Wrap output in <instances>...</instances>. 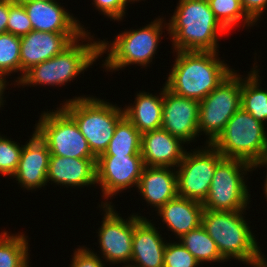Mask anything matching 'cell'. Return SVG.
I'll use <instances>...</instances> for the list:
<instances>
[{"mask_svg":"<svg viewBox=\"0 0 267 267\" xmlns=\"http://www.w3.org/2000/svg\"><path fill=\"white\" fill-rule=\"evenodd\" d=\"M50 151L45 142L33 131L29 141L23 145L21 158L11 179L21 188L35 190L47 185Z\"/></svg>","mask_w":267,"mask_h":267,"instance_id":"obj_17","label":"cell"},{"mask_svg":"<svg viewBox=\"0 0 267 267\" xmlns=\"http://www.w3.org/2000/svg\"><path fill=\"white\" fill-rule=\"evenodd\" d=\"M149 220L144 217L134 226L130 267L164 266V251L168 240L157 230L159 226L157 228Z\"/></svg>","mask_w":267,"mask_h":267,"instance_id":"obj_20","label":"cell"},{"mask_svg":"<svg viewBox=\"0 0 267 267\" xmlns=\"http://www.w3.org/2000/svg\"><path fill=\"white\" fill-rule=\"evenodd\" d=\"M241 107V75L234 70L199 102V135L207 136L204 144H212L229 119Z\"/></svg>","mask_w":267,"mask_h":267,"instance_id":"obj_10","label":"cell"},{"mask_svg":"<svg viewBox=\"0 0 267 267\" xmlns=\"http://www.w3.org/2000/svg\"><path fill=\"white\" fill-rule=\"evenodd\" d=\"M215 18L228 31L242 24L243 27H253L256 24L246 15L241 0H207ZM243 18V19H242Z\"/></svg>","mask_w":267,"mask_h":267,"instance_id":"obj_28","label":"cell"},{"mask_svg":"<svg viewBox=\"0 0 267 267\" xmlns=\"http://www.w3.org/2000/svg\"><path fill=\"white\" fill-rule=\"evenodd\" d=\"M104 262L97 252L85 246H79L74 250L69 267H105Z\"/></svg>","mask_w":267,"mask_h":267,"instance_id":"obj_34","label":"cell"},{"mask_svg":"<svg viewBox=\"0 0 267 267\" xmlns=\"http://www.w3.org/2000/svg\"><path fill=\"white\" fill-rule=\"evenodd\" d=\"M244 214L246 210H203L201 225L226 262L232 258L247 265L264 255Z\"/></svg>","mask_w":267,"mask_h":267,"instance_id":"obj_4","label":"cell"},{"mask_svg":"<svg viewBox=\"0 0 267 267\" xmlns=\"http://www.w3.org/2000/svg\"><path fill=\"white\" fill-rule=\"evenodd\" d=\"M28 236L24 233H0V267H31ZM29 259V260H28Z\"/></svg>","mask_w":267,"mask_h":267,"instance_id":"obj_26","label":"cell"},{"mask_svg":"<svg viewBox=\"0 0 267 267\" xmlns=\"http://www.w3.org/2000/svg\"><path fill=\"white\" fill-rule=\"evenodd\" d=\"M141 155H100L97 158V186L99 185L104 202L101 205H112L114 195L130 188H137L143 168Z\"/></svg>","mask_w":267,"mask_h":267,"instance_id":"obj_13","label":"cell"},{"mask_svg":"<svg viewBox=\"0 0 267 267\" xmlns=\"http://www.w3.org/2000/svg\"><path fill=\"white\" fill-rule=\"evenodd\" d=\"M260 69L254 62L251 71L243 78L241 75V107L256 120L267 123V89L260 85ZM243 78V79H242Z\"/></svg>","mask_w":267,"mask_h":267,"instance_id":"obj_24","label":"cell"},{"mask_svg":"<svg viewBox=\"0 0 267 267\" xmlns=\"http://www.w3.org/2000/svg\"><path fill=\"white\" fill-rule=\"evenodd\" d=\"M56 109L43 111L34 127L50 154L70 158H97L74 119L61 106Z\"/></svg>","mask_w":267,"mask_h":267,"instance_id":"obj_9","label":"cell"},{"mask_svg":"<svg viewBox=\"0 0 267 267\" xmlns=\"http://www.w3.org/2000/svg\"><path fill=\"white\" fill-rule=\"evenodd\" d=\"M103 209L104 217L98 228V242L100 246L101 257L105 263L121 264L130 266L133 247L134 226L144 216L132 213L125 220L114 210L113 205H99Z\"/></svg>","mask_w":267,"mask_h":267,"instance_id":"obj_12","label":"cell"},{"mask_svg":"<svg viewBox=\"0 0 267 267\" xmlns=\"http://www.w3.org/2000/svg\"><path fill=\"white\" fill-rule=\"evenodd\" d=\"M170 18L167 33L173 51L219 52V37L228 33L207 0H179Z\"/></svg>","mask_w":267,"mask_h":267,"instance_id":"obj_2","label":"cell"},{"mask_svg":"<svg viewBox=\"0 0 267 267\" xmlns=\"http://www.w3.org/2000/svg\"><path fill=\"white\" fill-rule=\"evenodd\" d=\"M8 80H6V76H4V75H1L0 74V108L1 107H3V103H4V99H6V98H4V93H5V90H6V88H7V85H9L8 83L9 82H7Z\"/></svg>","mask_w":267,"mask_h":267,"instance_id":"obj_38","label":"cell"},{"mask_svg":"<svg viewBox=\"0 0 267 267\" xmlns=\"http://www.w3.org/2000/svg\"><path fill=\"white\" fill-rule=\"evenodd\" d=\"M92 37L94 38L91 32L86 31L58 55L27 70L15 86L56 85L55 87H61L68 82H73L100 57L99 40Z\"/></svg>","mask_w":267,"mask_h":267,"instance_id":"obj_3","label":"cell"},{"mask_svg":"<svg viewBox=\"0 0 267 267\" xmlns=\"http://www.w3.org/2000/svg\"><path fill=\"white\" fill-rule=\"evenodd\" d=\"M131 0H93L92 4L104 17L110 18L111 21H121L126 15L128 3ZM124 16V17H123Z\"/></svg>","mask_w":267,"mask_h":267,"instance_id":"obj_33","label":"cell"},{"mask_svg":"<svg viewBox=\"0 0 267 267\" xmlns=\"http://www.w3.org/2000/svg\"><path fill=\"white\" fill-rule=\"evenodd\" d=\"M204 145L186 150L176 168L178 196L201 203L209 193L217 164L224 158L212 144Z\"/></svg>","mask_w":267,"mask_h":267,"instance_id":"obj_11","label":"cell"},{"mask_svg":"<svg viewBox=\"0 0 267 267\" xmlns=\"http://www.w3.org/2000/svg\"><path fill=\"white\" fill-rule=\"evenodd\" d=\"M252 165L240 159L223 158L216 166L209 193L202 203L204 210L238 211L249 209L251 202L244 176ZM244 175V176H243ZM247 184V185H246Z\"/></svg>","mask_w":267,"mask_h":267,"instance_id":"obj_8","label":"cell"},{"mask_svg":"<svg viewBox=\"0 0 267 267\" xmlns=\"http://www.w3.org/2000/svg\"><path fill=\"white\" fill-rule=\"evenodd\" d=\"M137 189L150 208L158 211L178 196L176 168L145 166Z\"/></svg>","mask_w":267,"mask_h":267,"instance_id":"obj_21","label":"cell"},{"mask_svg":"<svg viewBox=\"0 0 267 267\" xmlns=\"http://www.w3.org/2000/svg\"><path fill=\"white\" fill-rule=\"evenodd\" d=\"M158 94L137 92L134 103L126 106L124 115L143 134L161 128L163 109V86Z\"/></svg>","mask_w":267,"mask_h":267,"instance_id":"obj_23","label":"cell"},{"mask_svg":"<svg viewBox=\"0 0 267 267\" xmlns=\"http://www.w3.org/2000/svg\"><path fill=\"white\" fill-rule=\"evenodd\" d=\"M9 18V0H0V34L7 32Z\"/></svg>","mask_w":267,"mask_h":267,"instance_id":"obj_36","label":"cell"},{"mask_svg":"<svg viewBox=\"0 0 267 267\" xmlns=\"http://www.w3.org/2000/svg\"><path fill=\"white\" fill-rule=\"evenodd\" d=\"M200 267L195 257L179 242L173 240L165 246L163 267Z\"/></svg>","mask_w":267,"mask_h":267,"instance_id":"obj_32","label":"cell"},{"mask_svg":"<svg viewBox=\"0 0 267 267\" xmlns=\"http://www.w3.org/2000/svg\"><path fill=\"white\" fill-rule=\"evenodd\" d=\"M84 33H53L32 30L20 37L21 79L31 67L61 53Z\"/></svg>","mask_w":267,"mask_h":267,"instance_id":"obj_15","label":"cell"},{"mask_svg":"<svg viewBox=\"0 0 267 267\" xmlns=\"http://www.w3.org/2000/svg\"><path fill=\"white\" fill-rule=\"evenodd\" d=\"M40 1H43V2H51V1H56V0H40Z\"/></svg>","mask_w":267,"mask_h":267,"instance_id":"obj_40","label":"cell"},{"mask_svg":"<svg viewBox=\"0 0 267 267\" xmlns=\"http://www.w3.org/2000/svg\"><path fill=\"white\" fill-rule=\"evenodd\" d=\"M20 43V36L8 32L0 34V74L8 77L20 72L14 79V87L21 80Z\"/></svg>","mask_w":267,"mask_h":267,"instance_id":"obj_29","label":"cell"},{"mask_svg":"<svg viewBox=\"0 0 267 267\" xmlns=\"http://www.w3.org/2000/svg\"><path fill=\"white\" fill-rule=\"evenodd\" d=\"M247 265H250L251 267H267V258L265 255H263L260 259L253 261Z\"/></svg>","mask_w":267,"mask_h":267,"instance_id":"obj_39","label":"cell"},{"mask_svg":"<svg viewBox=\"0 0 267 267\" xmlns=\"http://www.w3.org/2000/svg\"><path fill=\"white\" fill-rule=\"evenodd\" d=\"M203 210L201 202L177 196L164 204L156 213L162 219V223L166 224L168 231L174 233L175 239H180L202 224Z\"/></svg>","mask_w":267,"mask_h":267,"instance_id":"obj_22","label":"cell"},{"mask_svg":"<svg viewBox=\"0 0 267 267\" xmlns=\"http://www.w3.org/2000/svg\"><path fill=\"white\" fill-rule=\"evenodd\" d=\"M265 126L240 107L212 145L224 158L240 159L253 165L267 150Z\"/></svg>","mask_w":267,"mask_h":267,"instance_id":"obj_7","label":"cell"},{"mask_svg":"<svg viewBox=\"0 0 267 267\" xmlns=\"http://www.w3.org/2000/svg\"><path fill=\"white\" fill-rule=\"evenodd\" d=\"M132 1V4L135 3V2H139L141 0H131Z\"/></svg>","mask_w":267,"mask_h":267,"instance_id":"obj_41","label":"cell"},{"mask_svg":"<svg viewBox=\"0 0 267 267\" xmlns=\"http://www.w3.org/2000/svg\"><path fill=\"white\" fill-rule=\"evenodd\" d=\"M101 155H141V133L126 116L117 123L108 148Z\"/></svg>","mask_w":267,"mask_h":267,"instance_id":"obj_27","label":"cell"},{"mask_svg":"<svg viewBox=\"0 0 267 267\" xmlns=\"http://www.w3.org/2000/svg\"><path fill=\"white\" fill-rule=\"evenodd\" d=\"M177 241L182 244L201 265L203 263H224L226 260L221 256L216 243L208 235L205 228L200 225L190 230ZM203 262V263H202Z\"/></svg>","mask_w":267,"mask_h":267,"instance_id":"obj_25","label":"cell"},{"mask_svg":"<svg viewBox=\"0 0 267 267\" xmlns=\"http://www.w3.org/2000/svg\"><path fill=\"white\" fill-rule=\"evenodd\" d=\"M174 52L176 59L164 85L182 97L200 102L234 71L220 60L218 52Z\"/></svg>","mask_w":267,"mask_h":267,"instance_id":"obj_1","label":"cell"},{"mask_svg":"<svg viewBox=\"0 0 267 267\" xmlns=\"http://www.w3.org/2000/svg\"><path fill=\"white\" fill-rule=\"evenodd\" d=\"M241 5L246 15L257 25L267 8V0H241Z\"/></svg>","mask_w":267,"mask_h":267,"instance_id":"obj_35","label":"cell"},{"mask_svg":"<svg viewBox=\"0 0 267 267\" xmlns=\"http://www.w3.org/2000/svg\"><path fill=\"white\" fill-rule=\"evenodd\" d=\"M32 30V23L23 4L19 0H9L7 32L21 37Z\"/></svg>","mask_w":267,"mask_h":267,"instance_id":"obj_31","label":"cell"},{"mask_svg":"<svg viewBox=\"0 0 267 267\" xmlns=\"http://www.w3.org/2000/svg\"><path fill=\"white\" fill-rule=\"evenodd\" d=\"M266 167L267 168V150L263 153V155L252 165V170H256L257 168ZM267 171V170H266ZM264 197L267 199V172H266V178L264 180Z\"/></svg>","mask_w":267,"mask_h":267,"instance_id":"obj_37","label":"cell"},{"mask_svg":"<svg viewBox=\"0 0 267 267\" xmlns=\"http://www.w3.org/2000/svg\"><path fill=\"white\" fill-rule=\"evenodd\" d=\"M96 162L97 158H70L50 154L47 182L64 188L97 187Z\"/></svg>","mask_w":267,"mask_h":267,"instance_id":"obj_18","label":"cell"},{"mask_svg":"<svg viewBox=\"0 0 267 267\" xmlns=\"http://www.w3.org/2000/svg\"><path fill=\"white\" fill-rule=\"evenodd\" d=\"M160 16L150 22L147 26L138 29L121 31L115 36L113 42L99 39L100 57L107 54L102 60L103 68L108 72L124 69L129 65L149 67L155 58V54L161 41L163 30L168 31V25ZM166 25V26H165ZM107 51V52H106ZM102 55V56H101ZM154 56V57H153Z\"/></svg>","mask_w":267,"mask_h":267,"instance_id":"obj_5","label":"cell"},{"mask_svg":"<svg viewBox=\"0 0 267 267\" xmlns=\"http://www.w3.org/2000/svg\"><path fill=\"white\" fill-rule=\"evenodd\" d=\"M184 144L163 128L141 134V156L144 165L177 168L187 150Z\"/></svg>","mask_w":267,"mask_h":267,"instance_id":"obj_19","label":"cell"},{"mask_svg":"<svg viewBox=\"0 0 267 267\" xmlns=\"http://www.w3.org/2000/svg\"><path fill=\"white\" fill-rule=\"evenodd\" d=\"M23 145L0 134V175L10 178L16 172Z\"/></svg>","mask_w":267,"mask_h":267,"instance_id":"obj_30","label":"cell"},{"mask_svg":"<svg viewBox=\"0 0 267 267\" xmlns=\"http://www.w3.org/2000/svg\"><path fill=\"white\" fill-rule=\"evenodd\" d=\"M199 101L182 97L163 84V109L161 128L185 144L199 137Z\"/></svg>","mask_w":267,"mask_h":267,"instance_id":"obj_14","label":"cell"},{"mask_svg":"<svg viewBox=\"0 0 267 267\" xmlns=\"http://www.w3.org/2000/svg\"><path fill=\"white\" fill-rule=\"evenodd\" d=\"M32 23L34 31L53 33H85L82 26L58 1L43 2L40 0H19ZM59 2V3H58Z\"/></svg>","mask_w":267,"mask_h":267,"instance_id":"obj_16","label":"cell"},{"mask_svg":"<svg viewBox=\"0 0 267 267\" xmlns=\"http://www.w3.org/2000/svg\"><path fill=\"white\" fill-rule=\"evenodd\" d=\"M60 105L74 119L97 158L107 150L117 123L125 116L123 108L93 95L75 96Z\"/></svg>","mask_w":267,"mask_h":267,"instance_id":"obj_6","label":"cell"}]
</instances>
